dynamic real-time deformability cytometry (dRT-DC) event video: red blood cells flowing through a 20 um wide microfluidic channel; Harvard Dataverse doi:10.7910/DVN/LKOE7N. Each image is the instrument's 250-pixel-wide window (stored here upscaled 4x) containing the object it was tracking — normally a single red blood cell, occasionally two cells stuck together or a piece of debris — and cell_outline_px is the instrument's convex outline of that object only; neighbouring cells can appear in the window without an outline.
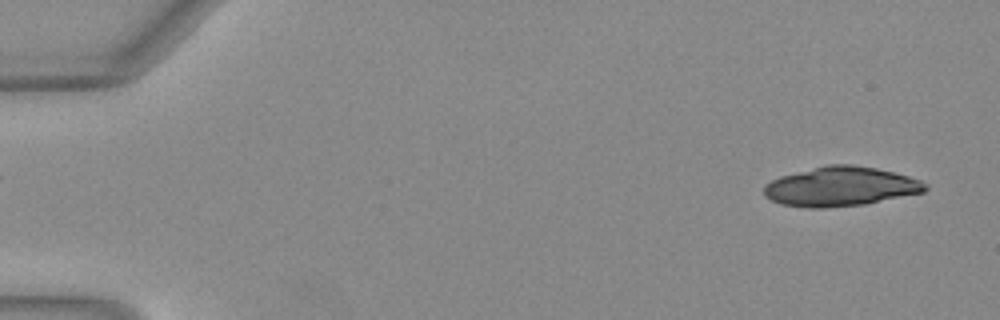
{"species": "Egyptian fruit bat (a non-hibernating species)", "species_latin": "Rousettus aegyptiacus", "temperature_condition": "warm", "stored_images_in_passage": 19, "camera_frame_rate_fps": 3000, "um_per_image_px": 0.085, "animal": {"sex": "female"}, "frame": {"image": 1, "passage_image": 2, "time_ms": 0.333, "image_size_px": [1000, 320], "cell_outline_px": [[928, 188], [924, 192], [864, 204], [824, 208], [808, 208], [780, 204], [764, 196], [764, 188], [772, 180], [780, 176], [828, 164], [852, 164], [876, 168], [908, 176], [920, 180], [928, 184]], "centroid_in_image_um": [71.46, 15.86], "position_along_channel_um": 13.5, "area_um2": 36.88}}